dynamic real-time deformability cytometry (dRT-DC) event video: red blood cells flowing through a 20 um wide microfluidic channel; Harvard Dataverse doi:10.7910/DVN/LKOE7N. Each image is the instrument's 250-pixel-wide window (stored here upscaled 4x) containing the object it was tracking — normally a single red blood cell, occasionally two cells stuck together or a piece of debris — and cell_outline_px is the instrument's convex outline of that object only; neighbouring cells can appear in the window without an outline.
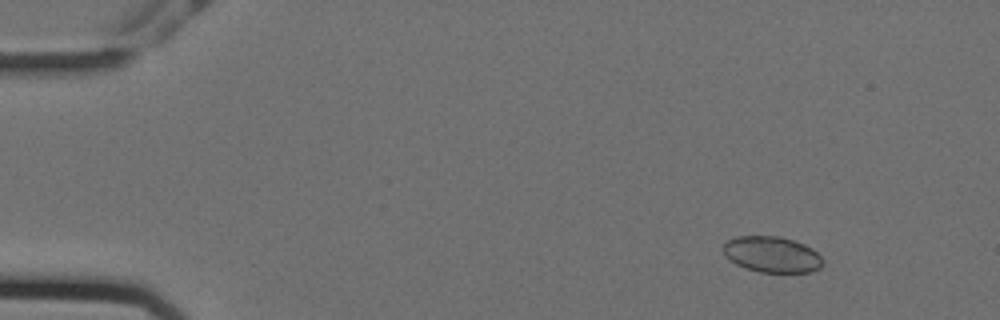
{"species": "Egyptian fruit bat (a non-hibernating species)", "species_latin": "Rousettus aegyptiacus", "temperature_condition": "cold", "stored_images_in_passage": 53, "camera_frame_rate_fps": 3000, "um_per_image_px": 0.085, "animal": {"sex": "female"}, "frame": {"image": 1, "passage_image": 2, "time_ms": 0.333, "image_size_px": [1000, 320], "cell_outline_px": [[824, 260], [820, 268], [812, 272], [760, 272], [736, 264], [724, 256], [724, 244], [728, 240], [736, 236], [780, 236], [804, 244], [812, 248]], "centroid_in_image_um": [65.63, 21.62], "position_along_channel_um": 19.4, "area_um2": 20.81}}
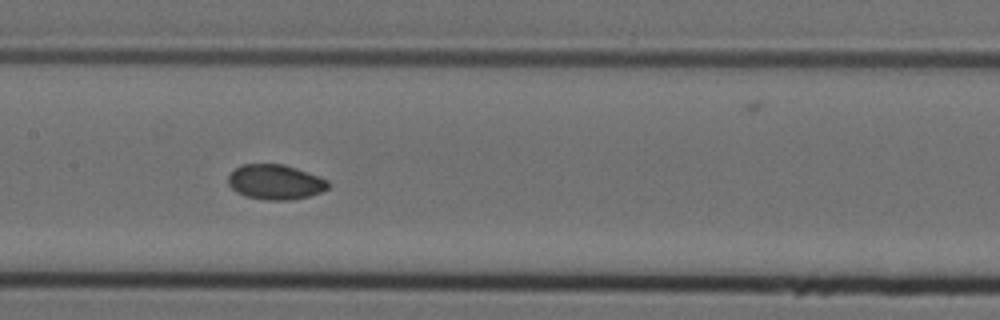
{"frame": {"image": 2, "passage_image": 24, "time_ms": 7.667, "image_size_px": [1000, 320], "cell_outline_px": [[328, 188], [320, 192], [308, 196], [292, 200], [264, 200], [244, 196], [236, 192], [228, 184], [228, 176], [240, 164], [284, 164], [320, 176], [328, 180]], "centroid_in_image_um": [23.39, 15.47], "position_along_channel_um": 184.0, "area_um2": 20.46}}
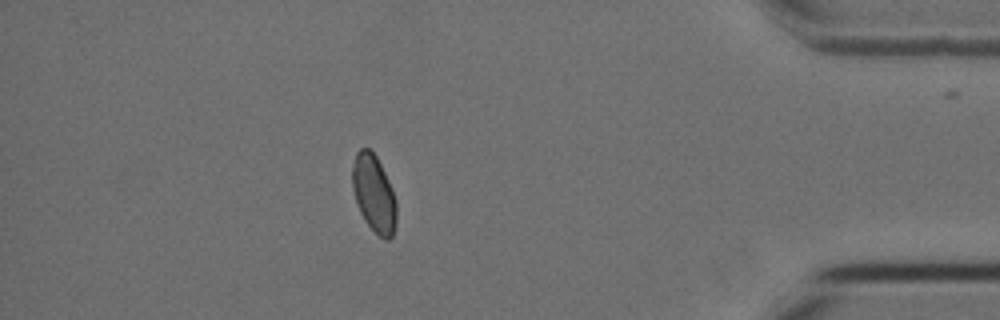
{"frame": {"image": 3, "passage_image": 46, "time_ms": 15.0, "image_size_px": [1000, 320], "cell_outline_px": [[396, 224], [392, 236], [388, 240], [384, 240], [364, 220], [360, 212], [352, 188], [352, 168], [356, 152], [360, 148], [368, 148], [376, 156], [384, 172], [396, 200]], "centroid_in_image_um": [31.77, 16.46], "position_along_channel_um": 403.4, "area_um2": 19.59}, "authors_computed_cell_mechanics": {"area_um2": 20.4612, "velocity_mm_per_s": 3.556, "shape_relaxation_time_tau1_ms": null, "shape_relaxation_time_tau2_ms": 5.1119, "deformation_change_tau1": null, "deformation_change_tau2": 0.0562}}